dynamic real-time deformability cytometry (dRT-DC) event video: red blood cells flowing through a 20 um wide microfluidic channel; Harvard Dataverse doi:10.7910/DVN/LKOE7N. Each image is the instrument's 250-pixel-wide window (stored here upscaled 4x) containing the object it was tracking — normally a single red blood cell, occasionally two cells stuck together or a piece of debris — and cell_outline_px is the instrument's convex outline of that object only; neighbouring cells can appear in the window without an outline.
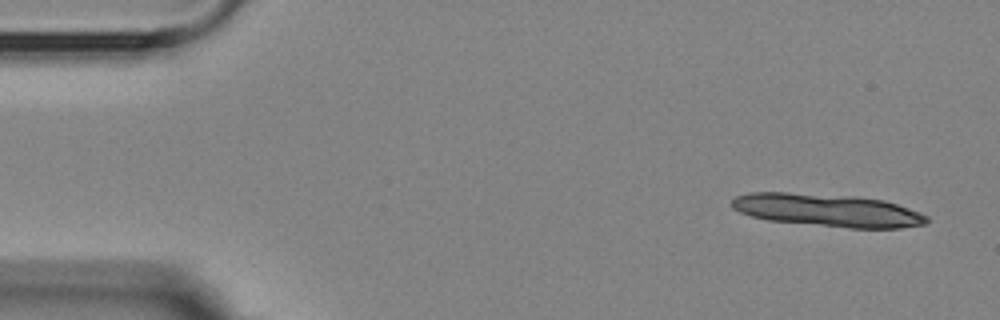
{"species": "Egyptian fruit bat (a non-hibernating species)", "species_latin": "Rousettus aegyptiacus", "temperature_condition": "room temperature", "stored_images_in_passage": 5, "camera_frame_rate_fps": 3000, "um_per_image_px": 0.085, "animal": {"sex": "female"}, "frame": {"image": 1, "passage_image": 1, "time_ms": 0.0, "image_size_px": [1000, 320], "cell_outline_px": [[928, 220], [924, 224], [900, 228], [852, 228], [768, 220], [752, 216], [740, 212], [732, 208], [732, 200], [736, 196], [748, 192], [788, 192], [856, 196], [884, 200], [920, 212], [928, 216]], "centroid_in_image_um": [70.33, 17.86], "position_along_channel_um": 14.7, "area_um2": 37.17}}